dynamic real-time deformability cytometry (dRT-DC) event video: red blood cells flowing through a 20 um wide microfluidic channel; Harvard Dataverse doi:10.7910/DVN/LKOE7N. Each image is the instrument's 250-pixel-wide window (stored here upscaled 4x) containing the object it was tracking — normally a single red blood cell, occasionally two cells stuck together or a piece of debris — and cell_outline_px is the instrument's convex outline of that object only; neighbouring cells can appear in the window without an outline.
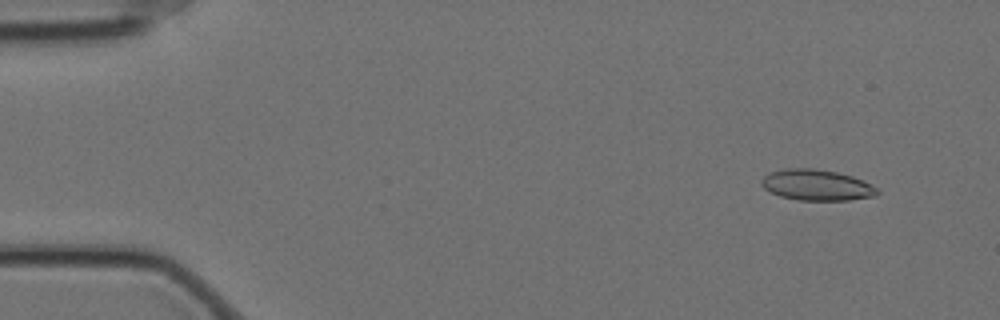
{"species": "Egyptian fruit bat (a non-hibernating species)", "species_latin": "Rousettus aegyptiacus", "temperature_condition": "cold", "stored_images_in_passage": 58, "camera_frame_rate_fps": 3000, "um_per_image_px": 0.085, "animal": {"sex": "female"}, "frame": {"image": 1, "passage_image": 5, "time_ms": 1.333, "image_size_px": [1000, 320], "cell_outline_px": [[880, 192], [876, 196], [848, 200], [800, 200], [780, 196], [764, 188], [760, 184], [760, 180], [764, 176], [772, 172], [784, 168], [812, 168], [836, 172], [852, 176], [876, 188]], "centroid_in_image_um": [69.39, 15.73], "position_along_channel_um": 15.6, "area_um2": 20.63}}
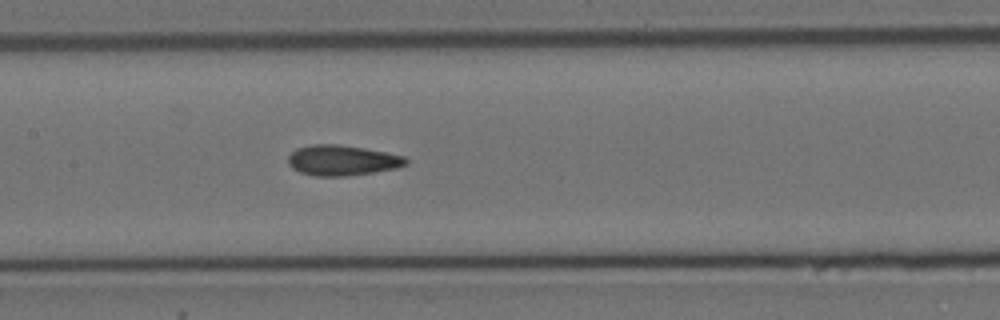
{"frame": {"image": 2, "passage_image": 28, "time_ms": 9.0, "image_size_px": [1000, 320], "cell_outline_px": [[408, 164], [396, 168], [372, 172], [344, 176], [316, 176], [300, 172], [292, 168], [288, 164], [288, 156], [296, 148], [312, 144], [340, 144], [364, 148], [404, 156], [408, 160]], "centroid_in_image_um": [29.06, 13.62], "position_along_channel_um": 178.3, "area_um2": 20.81}}
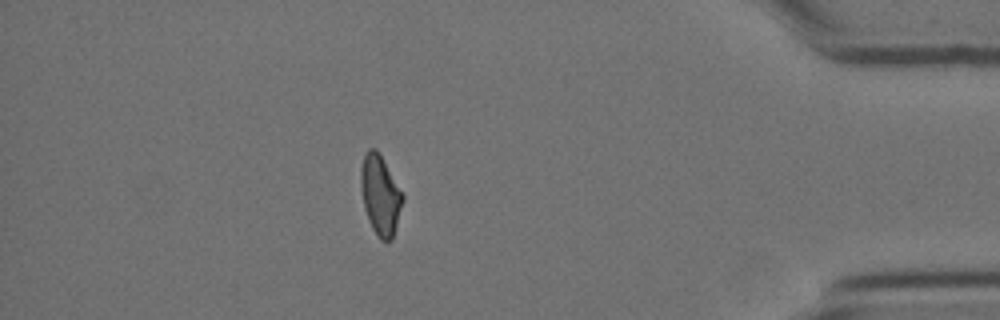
{"frame": {"image": 3, "passage_image": 51, "time_ms": 16.667, "image_size_px": [1000, 320], "cell_outline_px": [[404, 200], [392, 240], [380, 240], [372, 228], [368, 220], [364, 208], [360, 184], [360, 168], [364, 152], [368, 148], [376, 148], [380, 152], [404, 196]], "centroid_in_image_um": [32.31, 16.53], "position_along_channel_um": 402.9, "area_um2": 19.71}, "authors_computed_cell_mechanics": {"area_um2": 20.23, "velocity_mm_per_s": 3.4891, "shape_relaxation_time_tau1_ms": null, "shape_relaxation_time_tau2_ms": 2.7504, "deformation_change_tau1": null, "deformation_change_tau2": 0.0914}}